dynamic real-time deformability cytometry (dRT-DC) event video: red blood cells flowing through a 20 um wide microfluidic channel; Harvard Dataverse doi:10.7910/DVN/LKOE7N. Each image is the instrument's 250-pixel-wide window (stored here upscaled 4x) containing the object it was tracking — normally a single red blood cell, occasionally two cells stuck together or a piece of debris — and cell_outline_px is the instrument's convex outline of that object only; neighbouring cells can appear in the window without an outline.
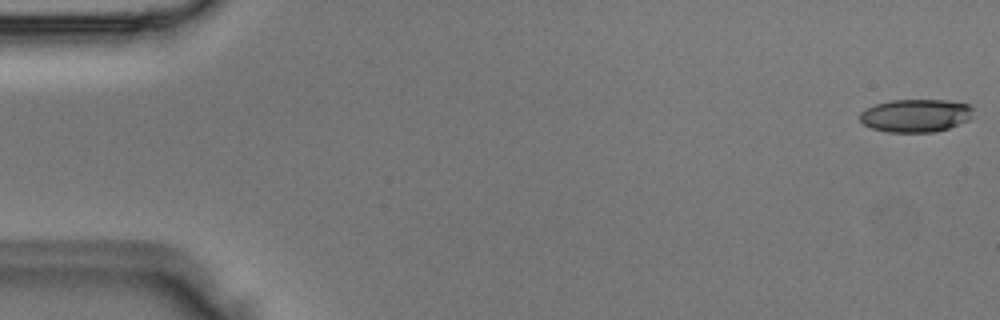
{"species": "Egyptian fruit bat (a non-hibernating species)", "species_latin": "Rousettus aegyptiacus", "temperature_condition": "room temperature", "stored_images_in_passage": 7, "camera_frame_rate_fps": 3000, "um_per_image_px": 0.085, "animal": {"sex": "male"}, "frame": {"image": 1, "passage_image": 1, "time_ms": 0.0, "image_size_px": [1000, 320], "cell_outline_px": [[972, 116], [968, 120], [948, 128], [936, 132], [888, 132], [872, 128], [864, 124], [860, 120], [860, 112], [876, 104], [892, 100], [944, 100], [968, 104], [972, 108]], "centroid_in_image_um": [77.83, 9.82], "position_along_channel_um": 7.2, "area_um2": 21.62}}
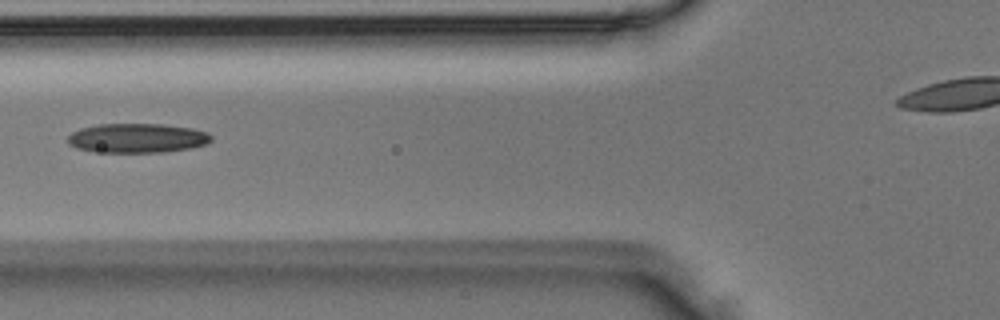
{"frame": {"image": 2, "passage_image": 6, "time_ms": 1.667, "image_size_px": [1000, 320], "cell_outline_px": [[212, 140], [208, 144], [192, 148], [164, 152], [92, 152], [76, 148], [68, 144], [68, 136], [72, 132], [80, 128], [96, 124], [164, 124], [192, 128], [208, 132], [212, 136]], "centroid_in_image_um": [11.67, 11.74], "position_along_channel_um": 114.1, "area_um2": 24.91}}